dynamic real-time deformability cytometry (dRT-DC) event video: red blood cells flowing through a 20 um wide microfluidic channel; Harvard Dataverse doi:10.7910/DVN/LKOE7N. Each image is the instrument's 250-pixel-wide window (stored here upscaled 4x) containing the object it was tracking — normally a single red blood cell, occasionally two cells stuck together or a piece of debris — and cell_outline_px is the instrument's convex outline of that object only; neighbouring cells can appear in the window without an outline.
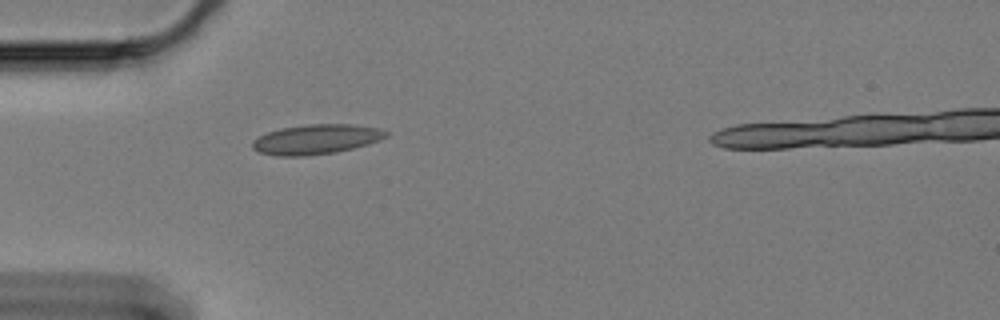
{"species": "Egyptian fruit bat (a non-hibernating species)", "species_latin": "Rousettus aegyptiacus", "temperature_condition": "cold", "stored_images_in_passage": 5, "camera_frame_rate_fps": 3000, "um_per_image_px": 0.085, "animal": {"sex": "female"}, "frame": {"image": 1, "passage_image": 1, "time_ms": 0.0, "image_size_px": [1000, 320], "cell_outline_px": [[388, 136], [380, 140], [368, 144], [336, 152], [304, 156], [276, 156], [260, 152], [252, 148], [252, 140], [268, 132], [280, 128], [308, 124], [356, 124], [380, 128], [388, 132]], "centroid_in_image_um": [26.9, 11.83], "position_along_channel_um": 58.1, "area_um2": 23.29}}